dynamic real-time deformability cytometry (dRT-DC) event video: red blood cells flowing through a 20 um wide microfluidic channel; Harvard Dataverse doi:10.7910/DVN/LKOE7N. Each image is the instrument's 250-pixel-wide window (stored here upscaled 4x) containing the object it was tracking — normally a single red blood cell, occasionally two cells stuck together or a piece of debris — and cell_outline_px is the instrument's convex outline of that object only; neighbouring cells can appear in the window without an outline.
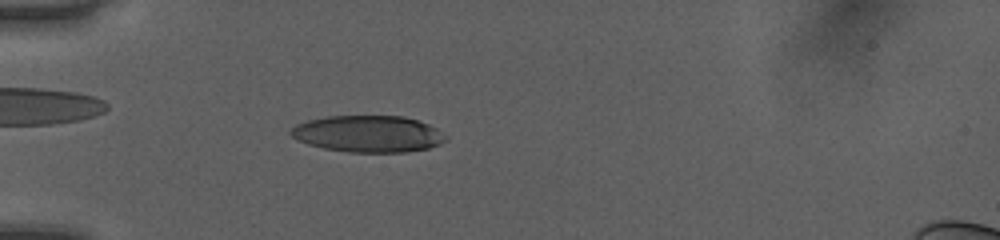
{"species": "human", "species_latin": "Homo sapiens", "temperature_condition": "room temperature", "stored_images_in_passage": 52, "camera_frame_rate_fps": 3000, "um_per_image_px": 0.085, "donor": {"sex": "female"}, "frame": {"image": 1, "passage_image": 17, "time_ms": 5.333, "image_size_px": [1000, 240], "cell_outline_px": [[448, 136], [440, 144], [428, 148], [404, 152], [348, 152], [324, 148], [308, 144], [292, 136], [288, 132], [296, 124], [308, 120], [328, 116], [404, 116], [428, 124], [436, 128]], "centroid_in_image_um": [31.3, 11.37], "position_along_channel_um": 53.7, "area_um2": 32.95}}
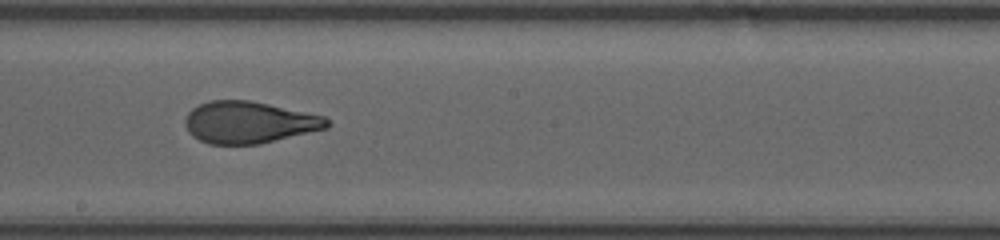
{"frame": {"image": 2, "passage_image": 31, "time_ms": 10.0, "image_size_px": [1000, 240], "cell_outline_px": [[332, 124], [328, 128], [260, 144], [208, 144], [192, 136], [188, 132], [184, 124], [184, 120], [188, 112], [192, 108], [208, 100], [248, 100], [268, 104], [324, 116]], "centroid_in_image_um": [21.15, 10.4], "position_along_channel_um": 227.1, "area_um2": 34.68}}
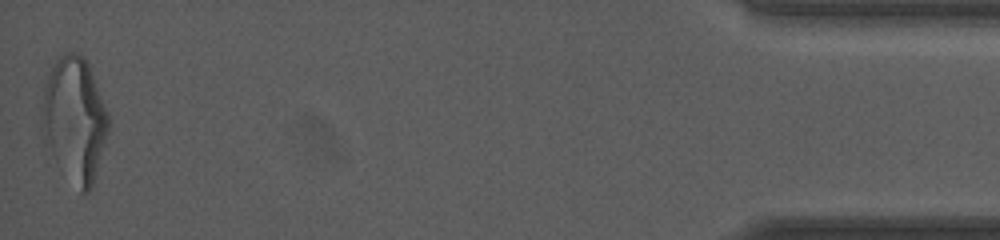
{"frame": {"image": 3, "passage_image": 52, "time_ms": 17.0, "image_size_px": [1000, 240], "cell_outline_px": [[108, 132], [92, 188], [88, 192], [80, 192], [56, 164], [40, 128], [40, 104], [44, 88], [48, 76], [56, 60], [60, 56], [68, 52], [76, 52], [84, 56], [88, 64], [108, 112]], "centroid_in_image_um": [6.31, 10.17], "position_along_channel_um": 428.9, "area_um2": 48.38}, "authors_computed_cell_mechanics": {"area_um2": 35.0268, "velocity_mm_per_s": 4.0593, "shape_relaxation_time_tau1_ms": 6.014, "shape_relaxation_time_tau2_ms": 0.8623, "deformation_change_tau1": 0.22, "deformation_change_tau2": 0.0809}}